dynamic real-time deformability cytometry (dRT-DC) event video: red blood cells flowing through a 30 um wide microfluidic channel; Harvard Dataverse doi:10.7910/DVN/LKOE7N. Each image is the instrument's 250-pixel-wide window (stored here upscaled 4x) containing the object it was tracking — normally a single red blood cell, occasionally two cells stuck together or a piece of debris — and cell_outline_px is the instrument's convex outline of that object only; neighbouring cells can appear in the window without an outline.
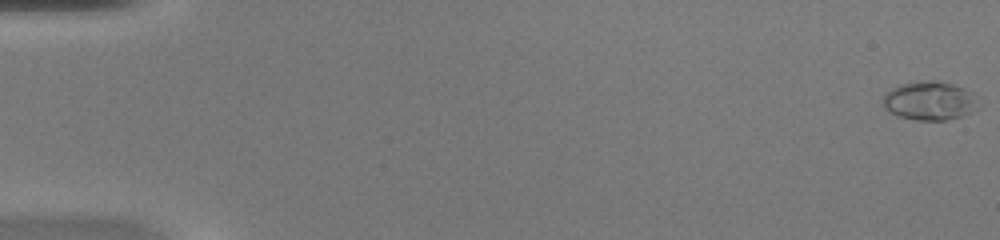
{"species": "common noctule bat (a hibernating species)", "species_latin": "Nyctalus noctula", "temperature_condition": "warm", "stored_images_in_passage": 51, "camera_frame_rate_fps": 3000, "um_per_image_px": 0.085, "animal": {"sex": "female", "body_mass_g": 20.0, "forearm_length_mm": 54.0}, "frame": {"image": 1, "passage_image": 1, "time_ms": 0.0, "image_size_px": [1000, 240], "cell_outline_px": [[980, 108], [972, 112], [948, 120], [916, 120], [896, 116], [884, 108], [880, 104], [884, 92], [900, 84], [916, 80], [936, 80], [952, 84], [964, 88], [972, 92]], "centroid_in_image_um": [78.97, 8.56], "position_along_channel_um": 6.0, "area_um2": 22.08}}
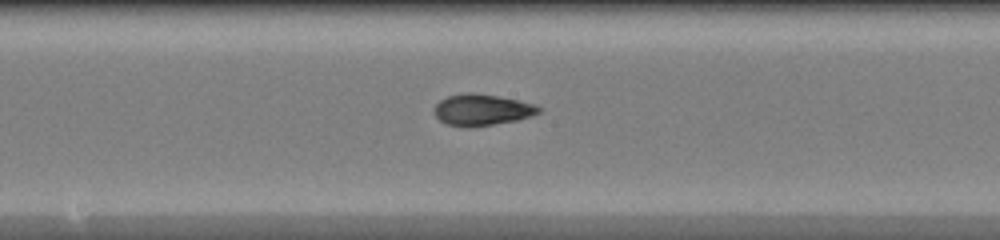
{"frame": {"image": 2, "passage_image": 28, "time_ms": 9.0, "image_size_px": [1000, 240], "cell_outline_px": [[540, 112], [532, 116], [516, 120], [468, 128], [464, 128], [448, 124], [440, 120], [432, 112], [432, 108], [440, 100], [448, 96], [464, 92], [472, 92], [520, 100], [536, 104], [540, 108]], "centroid_in_image_um": [40.93, 9.33], "position_along_channel_um": 207.3, "area_um2": 19.25}}
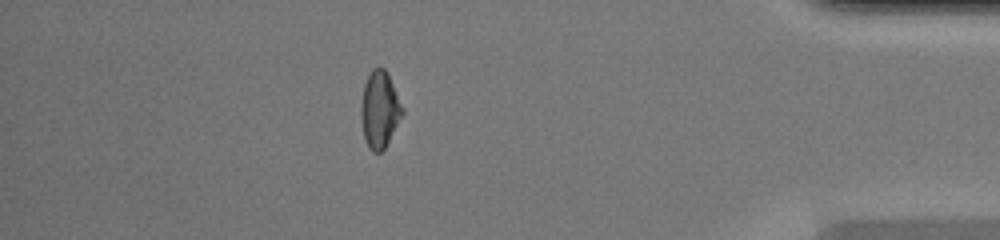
{"frame": {"image": 3, "passage_image": 45, "time_ms": 14.667, "image_size_px": [1000, 240], "cell_outline_px": [[404, 112], [384, 148], [380, 152], [372, 152], [368, 148], [364, 140], [360, 116], [360, 104], [364, 84], [372, 68], [384, 68], [388, 72], [404, 108]], "centroid_in_image_um": [32.25, 9.3], "position_along_channel_um": 402.9, "area_um2": 18.67}, "authors_computed_cell_mechanics": {"area_um2": 19.0162, "velocity_mm_per_s": 4.1547, "shape_relaxation_time_tau1_ms": 10.8456, "shape_relaxation_time_tau2_ms": 1.4504, "deformation_change_tau1": 0.3641, "deformation_change_tau2": 0.0475}}